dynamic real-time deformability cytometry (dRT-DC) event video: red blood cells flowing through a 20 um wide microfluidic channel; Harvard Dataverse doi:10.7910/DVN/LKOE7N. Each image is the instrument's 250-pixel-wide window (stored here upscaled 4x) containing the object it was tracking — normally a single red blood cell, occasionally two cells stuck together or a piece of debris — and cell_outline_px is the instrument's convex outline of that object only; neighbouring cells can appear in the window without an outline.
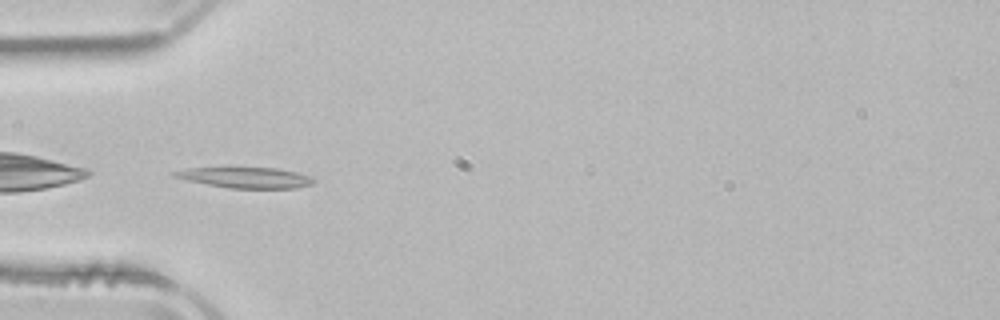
{"species": "common noctule bat (a hibernating species)", "species_latin": "Nyctalus noctula", "temperature_condition": "room temperature", "stored_images_in_passage": 35, "camera_frame_rate_fps": 3000, "um_per_image_px": 0.085, "animal": {"sex": "male", "body_mass_g": 21.5, "forearm_length_mm": 52.0}, "frame": {"image": 1, "passage_image": 1, "time_ms": 0.0, "image_size_px": [1000, 320], "cell_outline_px": [[316, 180], [312, 184], [296, 188], [228, 188], [188, 180], [172, 176], [172, 172], [188, 168], [280, 168], [312, 176]], "centroid_in_image_um": [20.94, 15.09], "position_along_channel_um": 64.1, "area_um2": 16.65}}
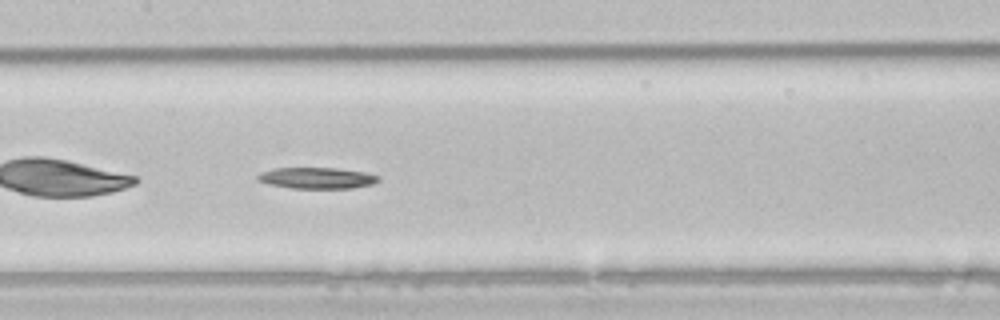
{"frame": {"image": 2, "passage_image": 10, "time_ms": 3.0, "image_size_px": [1000, 320], "cell_outline_px": [[380, 180], [372, 184], [352, 188], [292, 188], [268, 184], [256, 180], [256, 176], [260, 172], [272, 168], [336, 168], [364, 172], [380, 176]], "centroid_in_image_um": [26.9, 15.13], "position_along_channel_um": 180.5, "area_um2": 14.97}}
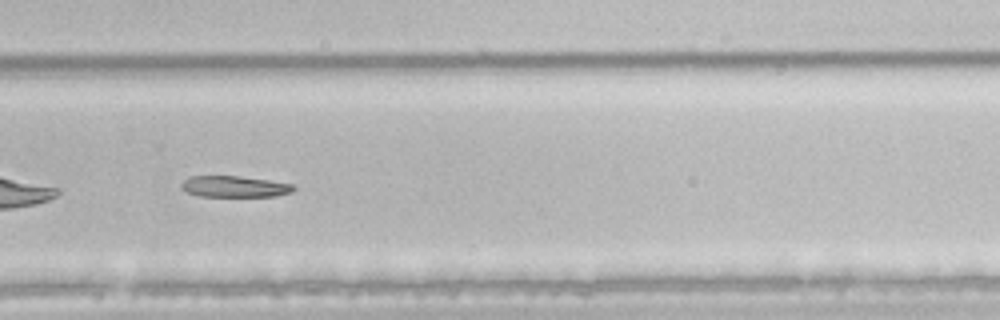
{"frame": {"image": 3, "passage_image": 20, "time_ms": 6.333, "image_size_px": [1000, 320], "cell_outline_px": [[296, 188], [292, 192], [276, 196], [200, 196], [184, 192], [180, 188], [180, 184], [184, 180], [192, 176], [236, 176], [268, 180], [292, 184]], "centroid_in_image_um": [19.9, 15.86], "position_along_channel_um": 309.9, "area_um2": 13.87}}